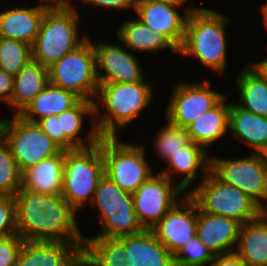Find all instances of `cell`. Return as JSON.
I'll list each match as a JSON object with an SVG mask.
<instances>
[{"label": "cell", "instance_id": "obj_1", "mask_svg": "<svg viewBox=\"0 0 267 266\" xmlns=\"http://www.w3.org/2000/svg\"><path fill=\"white\" fill-rule=\"evenodd\" d=\"M17 234L24 241H65L82 249L76 210L62 197L20 188L14 196Z\"/></svg>", "mask_w": 267, "mask_h": 266}, {"label": "cell", "instance_id": "obj_2", "mask_svg": "<svg viewBox=\"0 0 267 266\" xmlns=\"http://www.w3.org/2000/svg\"><path fill=\"white\" fill-rule=\"evenodd\" d=\"M152 86L148 82L99 83L95 97V124L101 137H117L118 129L132 123L152 100ZM96 99L104 106L101 113ZM102 114V116H101Z\"/></svg>", "mask_w": 267, "mask_h": 266}, {"label": "cell", "instance_id": "obj_3", "mask_svg": "<svg viewBox=\"0 0 267 266\" xmlns=\"http://www.w3.org/2000/svg\"><path fill=\"white\" fill-rule=\"evenodd\" d=\"M229 18L205 7H196L188 15L185 38L179 54L197 57L201 64L218 74L227 68L225 25Z\"/></svg>", "mask_w": 267, "mask_h": 266}, {"label": "cell", "instance_id": "obj_4", "mask_svg": "<svg viewBox=\"0 0 267 266\" xmlns=\"http://www.w3.org/2000/svg\"><path fill=\"white\" fill-rule=\"evenodd\" d=\"M70 0L53 3L45 12L32 47V60L49 67L81 45L88 36L79 37V14Z\"/></svg>", "mask_w": 267, "mask_h": 266}, {"label": "cell", "instance_id": "obj_5", "mask_svg": "<svg viewBox=\"0 0 267 266\" xmlns=\"http://www.w3.org/2000/svg\"><path fill=\"white\" fill-rule=\"evenodd\" d=\"M104 176L102 137L91 147L65 151L62 197L75 209L93 201L99 180Z\"/></svg>", "mask_w": 267, "mask_h": 266}, {"label": "cell", "instance_id": "obj_6", "mask_svg": "<svg viewBox=\"0 0 267 266\" xmlns=\"http://www.w3.org/2000/svg\"><path fill=\"white\" fill-rule=\"evenodd\" d=\"M188 194L202 212L231 218L241 225L263 212L247 194L223 182L211 170Z\"/></svg>", "mask_w": 267, "mask_h": 266}, {"label": "cell", "instance_id": "obj_7", "mask_svg": "<svg viewBox=\"0 0 267 266\" xmlns=\"http://www.w3.org/2000/svg\"><path fill=\"white\" fill-rule=\"evenodd\" d=\"M91 204L99 211L103 228L92 237L120 238L144 231L136 216L133 195L120 189L105 174L98 182Z\"/></svg>", "mask_w": 267, "mask_h": 266}, {"label": "cell", "instance_id": "obj_8", "mask_svg": "<svg viewBox=\"0 0 267 266\" xmlns=\"http://www.w3.org/2000/svg\"><path fill=\"white\" fill-rule=\"evenodd\" d=\"M49 83L71 91L83 100L95 101L99 81L96 55L89 37L49 66Z\"/></svg>", "mask_w": 267, "mask_h": 266}, {"label": "cell", "instance_id": "obj_9", "mask_svg": "<svg viewBox=\"0 0 267 266\" xmlns=\"http://www.w3.org/2000/svg\"><path fill=\"white\" fill-rule=\"evenodd\" d=\"M137 145L119 141L118 137H102L104 174L131 194L153 175L143 144Z\"/></svg>", "mask_w": 267, "mask_h": 266}, {"label": "cell", "instance_id": "obj_10", "mask_svg": "<svg viewBox=\"0 0 267 266\" xmlns=\"http://www.w3.org/2000/svg\"><path fill=\"white\" fill-rule=\"evenodd\" d=\"M12 117L0 120V136L9 145L21 172L62 151L38 123L19 115L13 114Z\"/></svg>", "mask_w": 267, "mask_h": 266}, {"label": "cell", "instance_id": "obj_11", "mask_svg": "<svg viewBox=\"0 0 267 266\" xmlns=\"http://www.w3.org/2000/svg\"><path fill=\"white\" fill-rule=\"evenodd\" d=\"M210 158V170L220 180L240 189L263 211H267V167L259 153L238 159Z\"/></svg>", "mask_w": 267, "mask_h": 266}, {"label": "cell", "instance_id": "obj_12", "mask_svg": "<svg viewBox=\"0 0 267 266\" xmlns=\"http://www.w3.org/2000/svg\"><path fill=\"white\" fill-rule=\"evenodd\" d=\"M207 79L202 83L178 82L172 87L171 96L166 108V121L186 128L205 112L215 107L224 97L211 89Z\"/></svg>", "mask_w": 267, "mask_h": 266}, {"label": "cell", "instance_id": "obj_13", "mask_svg": "<svg viewBox=\"0 0 267 266\" xmlns=\"http://www.w3.org/2000/svg\"><path fill=\"white\" fill-rule=\"evenodd\" d=\"M174 182L159 172L132 194L136 216L144 230H151L179 202L180 194H186Z\"/></svg>", "mask_w": 267, "mask_h": 266}, {"label": "cell", "instance_id": "obj_14", "mask_svg": "<svg viewBox=\"0 0 267 266\" xmlns=\"http://www.w3.org/2000/svg\"><path fill=\"white\" fill-rule=\"evenodd\" d=\"M182 198L151 229L173 256L197 236L198 206L188 193Z\"/></svg>", "mask_w": 267, "mask_h": 266}, {"label": "cell", "instance_id": "obj_15", "mask_svg": "<svg viewBox=\"0 0 267 266\" xmlns=\"http://www.w3.org/2000/svg\"><path fill=\"white\" fill-rule=\"evenodd\" d=\"M113 44L106 42L93 43L96 55V74L99 83H135L144 81L143 69L138 64L137 56L126 51L119 44ZM101 70H104L105 74Z\"/></svg>", "mask_w": 267, "mask_h": 266}, {"label": "cell", "instance_id": "obj_16", "mask_svg": "<svg viewBox=\"0 0 267 266\" xmlns=\"http://www.w3.org/2000/svg\"><path fill=\"white\" fill-rule=\"evenodd\" d=\"M180 5L158 3L147 0H137L135 11L138 19L153 32L165 35L178 49L181 48L186 30V22L195 6L184 8V14L178 11ZM191 7V8H190Z\"/></svg>", "mask_w": 267, "mask_h": 266}, {"label": "cell", "instance_id": "obj_17", "mask_svg": "<svg viewBox=\"0 0 267 266\" xmlns=\"http://www.w3.org/2000/svg\"><path fill=\"white\" fill-rule=\"evenodd\" d=\"M15 266H82V248L65 241H24Z\"/></svg>", "mask_w": 267, "mask_h": 266}, {"label": "cell", "instance_id": "obj_18", "mask_svg": "<svg viewBox=\"0 0 267 266\" xmlns=\"http://www.w3.org/2000/svg\"><path fill=\"white\" fill-rule=\"evenodd\" d=\"M241 224L198 208L197 237L214 255L235 252Z\"/></svg>", "mask_w": 267, "mask_h": 266}, {"label": "cell", "instance_id": "obj_19", "mask_svg": "<svg viewBox=\"0 0 267 266\" xmlns=\"http://www.w3.org/2000/svg\"><path fill=\"white\" fill-rule=\"evenodd\" d=\"M31 8H11L0 13V37L19 40L32 46L40 30L46 10L53 4L41 0Z\"/></svg>", "mask_w": 267, "mask_h": 266}, {"label": "cell", "instance_id": "obj_20", "mask_svg": "<svg viewBox=\"0 0 267 266\" xmlns=\"http://www.w3.org/2000/svg\"><path fill=\"white\" fill-rule=\"evenodd\" d=\"M90 116L92 120L91 130L81 140L83 117ZM60 118V148L62 150H75L78 148H87L97 144L101 138L95 124V103L90 100L81 99L74 107L63 111L57 115ZM87 138V139H86ZM85 143V144H84Z\"/></svg>", "mask_w": 267, "mask_h": 266}, {"label": "cell", "instance_id": "obj_21", "mask_svg": "<svg viewBox=\"0 0 267 266\" xmlns=\"http://www.w3.org/2000/svg\"><path fill=\"white\" fill-rule=\"evenodd\" d=\"M208 151L201 145L190 142L181 151L172 155L167 162V169H163L161 174L168 177L171 181L173 175L183 174L179 186L186 193L191 191L190 186L198 178L199 171L204 172V177L209 173L211 158L207 155ZM176 173V174H175ZM188 188V189H187ZM190 188V189H189Z\"/></svg>", "mask_w": 267, "mask_h": 266}, {"label": "cell", "instance_id": "obj_22", "mask_svg": "<svg viewBox=\"0 0 267 266\" xmlns=\"http://www.w3.org/2000/svg\"><path fill=\"white\" fill-rule=\"evenodd\" d=\"M129 266H175L174 256L151 230L122 236Z\"/></svg>", "mask_w": 267, "mask_h": 266}, {"label": "cell", "instance_id": "obj_23", "mask_svg": "<svg viewBox=\"0 0 267 266\" xmlns=\"http://www.w3.org/2000/svg\"><path fill=\"white\" fill-rule=\"evenodd\" d=\"M65 150L31 166L21 174V188L43 194L61 195Z\"/></svg>", "mask_w": 267, "mask_h": 266}, {"label": "cell", "instance_id": "obj_24", "mask_svg": "<svg viewBox=\"0 0 267 266\" xmlns=\"http://www.w3.org/2000/svg\"><path fill=\"white\" fill-rule=\"evenodd\" d=\"M226 96L211 110L186 127L190 141L208 148L229 132L230 103Z\"/></svg>", "mask_w": 267, "mask_h": 266}, {"label": "cell", "instance_id": "obj_25", "mask_svg": "<svg viewBox=\"0 0 267 266\" xmlns=\"http://www.w3.org/2000/svg\"><path fill=\"white\" fill-rule=\"evenodd\" d=\"M235 252L248 266H267V212L241 225Z\"/></svg>", "mask_w": 267, "mask_h": 266}, {"label": "cell", "instance_id": "obj_26", "mask_svg": "<svg viewBox=\"0 0 267 266\" xmlns=\"http://www.w3.org/2000/svg\"><path fill=\"white\" fill-rule=\"evenodd\" d=\"M117 38L130 51L159 53L166 48L173 52L179 49L162 33L153 32L138 18L126 20L117 31Z\"/></svg>", "mask_w": 267, "mask_h": 266}, {"label": "cell", "instance_id": "obj_27", "mask_svg": "<svg viewBox=\"0 0 267 266\" xmlns=\"http://www.w3.org/2000/svg\"><path fill=\"white\" fill-rule=\"evenodd\" d=\"M49 84V67L31 60L14 77L11 107L19 115Z\"/></svg>", "mask_w": 267, "mask_h": 266}, {"label": "cell", "instance_id": "obj_28", "mask_svg": "<svg viewBox=\"0 0 267 266\" xmlns=\"http://www.w3.org/2000/svg\"><path fill=\"white\" fill-rule=\"evenodd\" d=\"M229 132L259 153L267 145V117L240 108L230 102Z\"/></svg>", "mask_w": 267, "mask_h": 266}, {"label": "cell", "instance_id": "obj_29", "mask_svg": "<svg viewBox=\"0 0 267 266\" xmlns=\"http://www.w3.org/2000/svg\"><path fill=\"white\" fill-rule=\"evenodd\" d=\"M80 100L81 98L75 93L49 83L19 116L29 122L37 123L42 118L58 115L69 110Z\"/></svg>", "mask_w": 267, "mask_h": 266}, {"label": "cell", "instance_id": "obj_30", "mask_svg": "<svg viewBox=\"0 0 267 266\" xmlns=\"http://www.w3.org/2000/svg\"><path fill=\"white\" fill-rule=\"evenodd\" d=\"M82 266H129L125 243L120 238L85 236Z\"/></svg>", "mask_w": 267, "mask_h": 266}, {"label": "cell", "instance_id": "obj_31", "mask_svg": "<svg viewBox=\"0 0 267 266\" xmlns=\"http://www.w3.org/2000/svg\"><path fill=\"white\" fill-rule=\"evenodd\" d=\"M236 79V88L239 90V103L244 110L256 115L267 117V80L250 64Z\"/></svg>", "mask_w": 267, "mask_h": 266}, {"label": "cell", "instance_id": "obj_32", "mask_svg": "<svg viewBox=\"0 0 267 266\" xmlns=\"http://www.w3.org/2000/svg\"><path fill=\"white\" fill-rule=\"evenodd\" d=\"M32 60V47L25 42L0 37V69L12 76Z\"/></svg>", "mask_w": 267, "mask_h": 266}, {"label": "cell", "instance_id": "obj_33", "mask_svg": "<svg viewBox=\"0 0 267 266\" xmlns=\"http://www.w3.org/2000/svg\"><path fill=\"white\" fill-rule=\"evenodd\" d=\"M21 174L9 145L0 136V196H15L21 188Z\"/></svg>", "mask_w": 267, "mask_h": 266}, {"label": "cell", "instance_id": "obj_34", "mask_svg": "<svg viewBox=\"0 0 267 266\" xmlns=\"http://www.w3.org/2000/svg\"><path fill=\"white\" fill-rule=\"evenodd\" d=\"M166 122L154 139L155 150L164 162L191 142L186 128Z\"/></svg>", "mask_w": 267, "mask_h": 266}, {"label": "cell", "instance_id": "obj_35", "mask_svg": "<svg viewBox=\"0 0 267 266\" xmlns=\"http://www.w3.org/2000/svg\"><path fill=\"white\" fill-rule=\"evenodd\" d=\"M215 255L196 236L180 248L174 255L175 266H206Z\"/></svg>", "mask_w": 267, "mask_h": 266}, {"label": "cell", "instance_id": "obj_36", "mask_svg": "<svg viewBox=\"0 0 267 266\" xmlns=\"http://www.w3.org/2000/svg\"><path fill=\"white\" fill-rule=\"evenodd\" d=\"M17 234L15 198L0 196V240Z\"/></svg>", "mask_w": 267, "mask_h": 266}, {"label": "cell", "instance_id": "obj_37", "mask_svg": "<svg viewBox=\"0 0 267 266\" xmlns=\"http://www.w3.org/2000/svg\"><path fill=\"white\" fill-rule=\"evenodd\" d=\"M24 239L18 234L0 240V266H15Z\"/></svg>", "mask_w": 267, "mask_h": 266}, {"label": "cell", "instance_id": "obj_38", "mask_svg": "<svg viewBox=\"0 0 267 266\" xmlns=\"http://www.w3.org/2000/svg\"><path fill=\"white\" fill-rule=\"evenodd\" d=\"M38 125L60 147V118L57 115L39 120Z\"/></svg>", "mask_w": 267, "mask_h": 266}, {"label": "cell", "instance_id": "obj_39", "mask_svg": "<svg viewBox=\"0 0 267 266\" xmlns=\"http://www.w3.org/2000/svg\"><path fill=\"white\" fill-rule=\"evenodd\" d=\"M83 4H89L98 7L111 8V9H121L128 11L129 9H134L137 0H78Z\"/></svg>", "mask_w": 267, "mask_h": 266}, {"label": "cell", "instance_id": "obj_40", "mask_svg": "<svg viewBox=\"0 0 267 266\" xmlns=\"http://www.w3.org/2000/svg\"><path fill=\"white\" fill-rule=\"evenodd\" d=\"M14 89V76L0 69V101L11 106Z\"/></svg>", "mask_w": 267, "mask_h": 266}, {"label": "cell", "instance_id": "obj_41", "mask_svg": "<svg viewBox=\"0 0 267 266\" xmlns=\"http://www.w3.org/2000/svg\"><path fill=\"white\" fill-rule=\"evenodd\" d=\"M209 266H248L236 252L215 255Z\"/></svg>", "mask_w": 267, "mask_h": 266}, {"label": "cell", "instance_id": "obj_42", "mask_svg": "<svg viewBox=\"0 0 267 266\" xmlns=\"http://www.w3.org/2000/svg\"><path fill=\"white\" fill-rule=\"evenodd\" d=\"M267 80V58L265 60L250 64Z\"/></svg>", "mask_w": 267, "mask_h": 266}, {"label": "cell", "instance_id": "obj_43", "mask_svg": "<svg viewBox=\"0 0 267 266\" xmlns=\"http://www.w3.org/2000/svg\"><path fill=\"white\" fill-rule=\"evenodd\" d=\"M147 1L184 6L187 0H147Z\"/></svg>", "mask_w": 267, "mask_h": 266}, {"label": "cell", "instance_id": "obj_44", "mask_svg": "<svg viewBox=\"0 0 267 266\" xmlns=\"http://www.w3.org/2000/svg\"><path fill=\"white\" fill-rule=\"evenodd\" d=\"M265 29H267V1L261 7Z\"/></svg>", "mask_w": 267, "mask_h": 266}, {"label": "cell", "instance_id": "obj_45", "mask_svg": "<svg viewBox=\"0 0 267 266\" xmlns=\"http://www.w3.org/2000/svg\"><path fill=\"white\" fill-rule=\"evenodd\" d=\"M265 166L267 167V145L259 152Z\"/></svg>", "mask_w": 267, "mask_h": 266}, {"label": "cell", "instance_id": "obj_46", "mask_svg": "<svg viewBox=\"0 0 267 266\" xmlns=\"http://www.w3.org/2000/svg\"><path fill=\"white\" fill-rule=\"evenodd\" d=\"M48 1H51V2H53V3H58V2L66 1V0H48Z\"/></svg>", "mask_w": 267, "mask_h": 266}]
</instances>
